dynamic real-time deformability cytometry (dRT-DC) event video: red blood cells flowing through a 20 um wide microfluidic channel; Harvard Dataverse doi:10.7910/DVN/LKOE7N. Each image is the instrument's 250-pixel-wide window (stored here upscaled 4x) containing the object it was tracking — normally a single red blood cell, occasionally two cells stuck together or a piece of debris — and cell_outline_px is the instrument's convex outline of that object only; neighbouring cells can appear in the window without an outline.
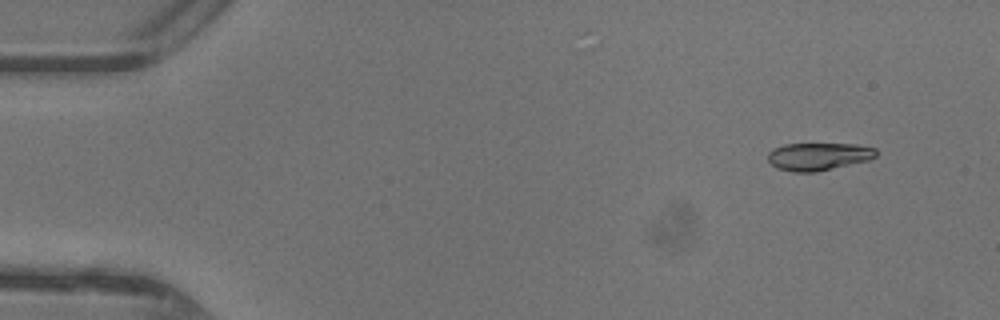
{"species": "common noctule bat (a hibernating species)", "species_latin": "Nyctalus noctula", "temperature_condition": "warm", "stored_images_in_passage": 43, "camera_frame_rate_fps": 3000, "um_per_image_px": 0.085, "animal": {"sex": "female"}, "frame": {"image": 1, "passage_image": 1, "time_ms": 0.0, "image_size_px": [1000, 320], "cell_outline_px": [[876, 156], [868, 160], [816, 172], [792, 172], [776, 168], [768, 160], [768, 152], [772, 148], [784, 144], [856, 144], [876, 148]], "centroid_in_image_um": [69.53, 13.29], "position_along_channel_um": 15.5, "area_um2": 17.46}}
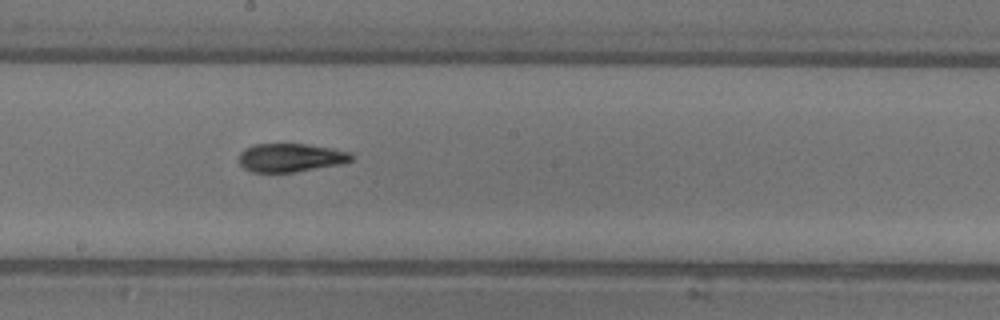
{"frame": {"image": 2, "passage_image": 23, "time_ms": 7.333, "image_size_px": [1000, 320], "cell_outline_px": [[352, 160], [344, 164], [292, 172], [252, 172], [244, 168], [240, 164], [240, 152], [244, 148], [252, 144], [308, 144], [332, 148], [352, 152]], "centroid_in_image_um": [24.72, 13.39], "position_along_channel_um": 223.5, "area_um2": 18.79}}
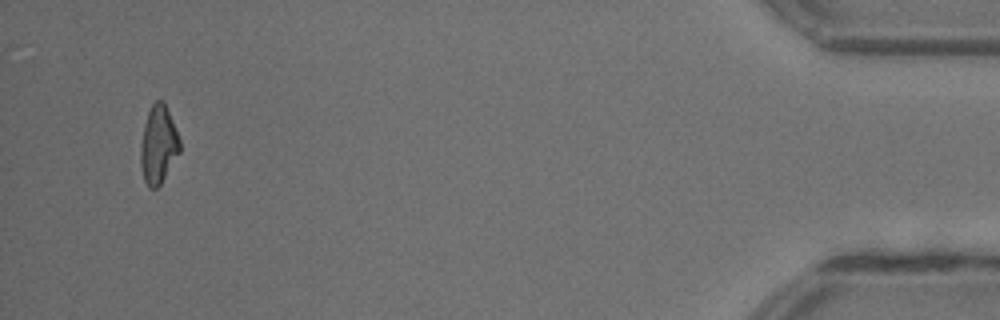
{"frame": {"image": 3, "passage_image": 42, "time_ms": 13.667, "image_size_px": [1000, 320], "cell_outline_px": [[180, 152], [160, 184], [156, 188], [148, 188], [144, 180], [140, 164], [140, 144], [144, 124], [148, 112], [152, 104], [156, 100], [164, 100], [180, 140]], "centroid_in_image_um": [13.45, 12.29], "position_along_channel_um": 421.8, "area_um2": 17.8}}